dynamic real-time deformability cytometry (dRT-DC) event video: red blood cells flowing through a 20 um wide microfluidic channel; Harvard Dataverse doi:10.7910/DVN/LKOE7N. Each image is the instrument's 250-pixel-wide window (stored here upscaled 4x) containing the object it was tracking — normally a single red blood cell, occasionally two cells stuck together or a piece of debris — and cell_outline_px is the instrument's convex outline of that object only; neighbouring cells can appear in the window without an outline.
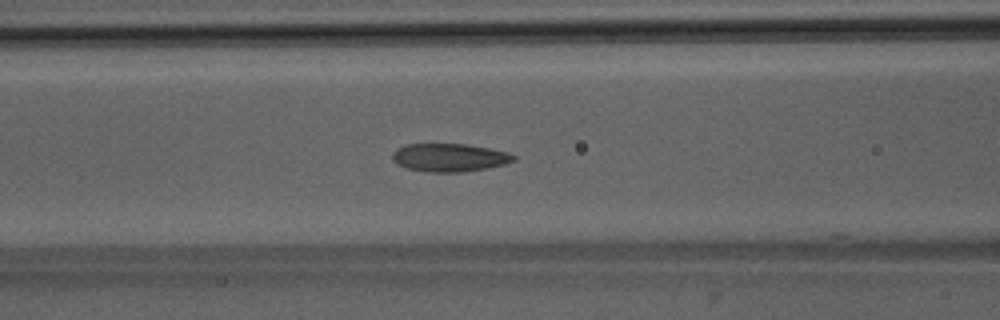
{"species": "Egyptian fruit bat (a non-hibernating species)", "species_latin": "Rousettus aegyptiacus", "temperature_condition": "room temperature", "stored_images_in_passage": 38, "camera_frame_rate_fps": 3000, "um_per_image_px": 0.085, "animal": {"sex": "male"}, "frame": {"image": 1, "passage_image": 12, "time_ms": 3.667, "image_size_px": [1000, 320], "cell_outline_px": [[516, 160], [504, 164], [488, 168], [464, 172], [428, 172], [408, 168], [392, 160], [392, 152], [396, 148], [408, 144], [464, 144], [488, 148], [508, 152], [516, 156]], "centroid_in_image_um": [38.22, 13.39], "position_along_channel_um": 128.4, "area_um2": 19.83}, "authors_computed_cell_mechanics": {"area_um2": 19.5942, "velocity_mm_per_s": 3.9965, "shape_relaxation_time_tau1_ms": 4.0633, "shape_relaxation_time_tau2_ms": 1.3033, "deformation_change_tau1": 0.1336, "deformation_change_tau2": 0.0747}}